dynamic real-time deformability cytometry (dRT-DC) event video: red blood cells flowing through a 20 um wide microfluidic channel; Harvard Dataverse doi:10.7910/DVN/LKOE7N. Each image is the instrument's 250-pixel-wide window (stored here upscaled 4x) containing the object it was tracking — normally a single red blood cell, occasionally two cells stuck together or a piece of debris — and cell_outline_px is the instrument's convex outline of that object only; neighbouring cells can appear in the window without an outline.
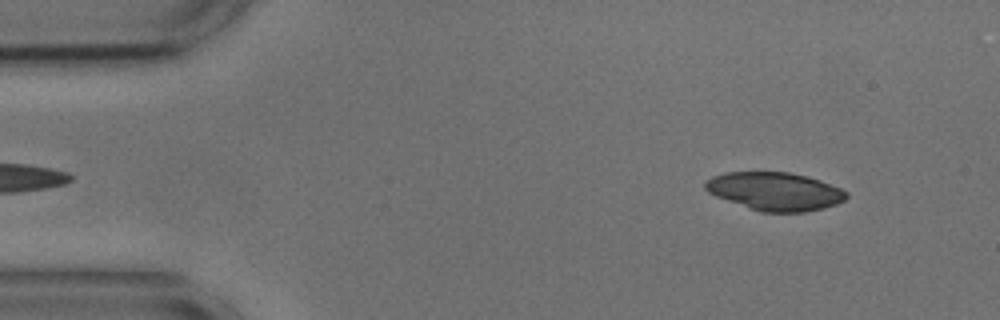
{"species": "common noctule bat (a hibernating species)", "species_latin": "Nyctalus noctula", "temperature_condition": "cold", "stored_images_in_passage": 7, "camera_frame_rate_fps": 3000, "um_per_image_px": 0.085, "animal": {"sex": "male", "body_mass_g": 17.9, "forearm_length_mm": 54.2}, "frame": {"image": 1, "passage_image": 4, "time_ms": 1.0, "image_size_px": [1000, 320], "cell_outline_px": [[848, 196], [844, 200], [836, 204], [824, 208], [804, 212], [760, 212], [748, 208], [716, 196], [708, 192], [704, 188], [704, 180], [712, 176], [724, 172], [788, 172], [820, 180], [840, 188], [848, 192]], "centroid_in_image_um": [65.84, 16.26], "position_along_channel_um": 19.2, "area_um2": 31.44}}